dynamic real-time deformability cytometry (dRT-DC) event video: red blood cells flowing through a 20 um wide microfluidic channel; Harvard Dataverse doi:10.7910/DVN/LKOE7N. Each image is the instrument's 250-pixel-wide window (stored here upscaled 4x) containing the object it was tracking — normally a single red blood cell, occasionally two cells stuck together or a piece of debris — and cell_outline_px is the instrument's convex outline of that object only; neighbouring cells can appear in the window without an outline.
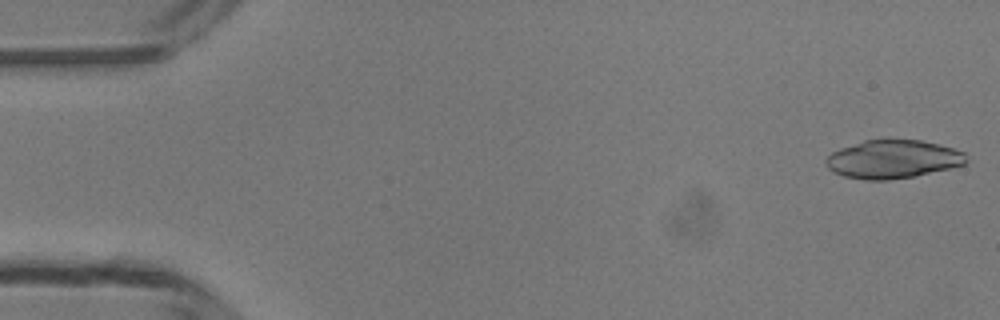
{"species": "common noctule bat (a hibernating species)", "species_latin": "Nyctalus noctula", "temperature_condition": "room temperature", "stored_images_in_passage": 11, "camera_frame_rate_fps": 3000, "um_per_image_px": 0.085, "animal": {"sex": "male", "body_mass_g": 13.3}, "frame": {"image": 1, "passage_image": 1, "time_ms": 0.0, "image_size_px": [1000, 320], "cell_outline_px": [[968, 160], [964, 164], [916, 176], [888, 180], [864, 180], [844, 176], [832, 172], [824, 164], [824, 160], [832, 152], [840, 148], [864, 140], [888, 136], [920, 140], [940, 144], [964, 152]], "centroid_in_image_um": [75.85, 13.49], "position_along_channel_um": 9.1, "area_um2": 32.19}}